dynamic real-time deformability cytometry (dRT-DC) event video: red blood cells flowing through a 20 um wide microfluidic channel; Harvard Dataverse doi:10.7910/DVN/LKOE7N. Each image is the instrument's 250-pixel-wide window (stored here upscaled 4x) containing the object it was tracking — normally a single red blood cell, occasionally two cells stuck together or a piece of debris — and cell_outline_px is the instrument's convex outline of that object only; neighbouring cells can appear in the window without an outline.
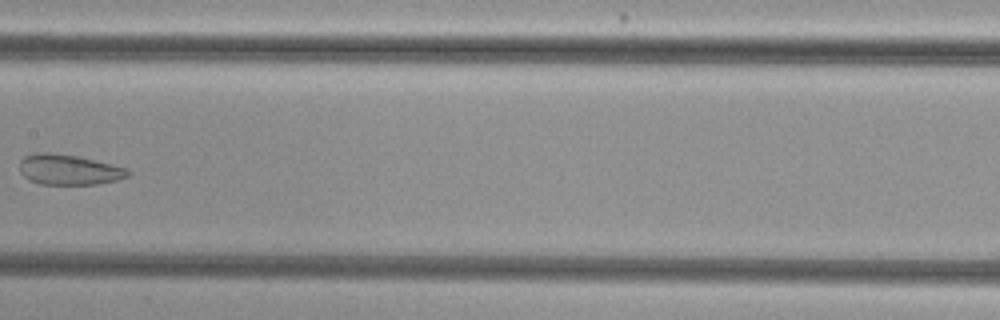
{"species": "common noctule bat (a hibernating species)", "species_latin": "Nyctalus noctula", "temperature_condition": "cold", "stored_images_in_passage": 6, "camera_frame_rate_fps": 3000, "um_per_image_px": 0.085, "animal": {"sex": "female", "body_mass_g": 29.2, "forearm_length_mm": 56.3}, "frame": {"image": 1, "passage_image": 6, "time_ms": 1.667, "image_size_px": [1000, 320], "cell_outline_px": [[132, 172], [128, 176], [116, 180], [96, 184], [40, 184], [28, 180], [20, 172], [20, 160], [24, 156], [36, 152], [48, 152], [76, 156], [128, 168]], "centroid_in_image_um": [5.83, 14.42], "position_along_channel_um": 201.6, "area_um2": 19.13}}